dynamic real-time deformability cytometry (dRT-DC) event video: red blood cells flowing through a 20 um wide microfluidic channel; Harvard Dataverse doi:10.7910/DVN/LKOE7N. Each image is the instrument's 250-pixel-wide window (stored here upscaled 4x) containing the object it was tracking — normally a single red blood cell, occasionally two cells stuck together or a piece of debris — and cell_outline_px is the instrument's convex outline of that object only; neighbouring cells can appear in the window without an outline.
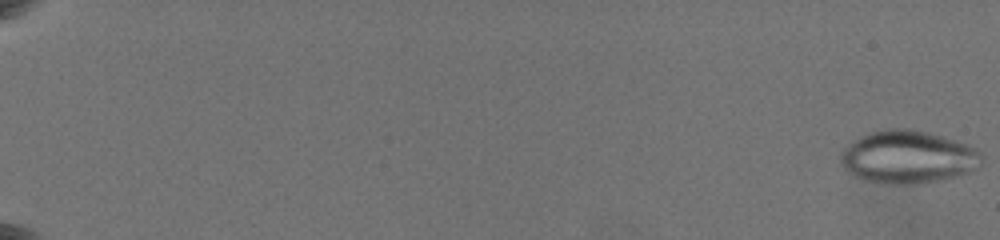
{"species": "common noctule bat (a hibernating species)", "species_latin": "Nyctalus noctula", "temperature_condition": "warm", "stored_images_in_passage": 38, "camera_frame_rate_fps": 3000, "um_per_image_px": 0.085, "animal": {"sex": "female", "body_mass_g": 19.5, "forearm_length_mm": 54.1}, "frame": {"image": 1, "passage_image": 1, "time_ms": 0.0, "image_size_px": [1000, 240], "cell_outline_px": [[984, 160], [980, 168], [968, 172], [936, 180], [916, 184], [876, 184], [852, 176], [840, 164], [840, 152], [848, 144], [860, 136], [884, 128], [912, 128], [944, 136], [976, 148], [980, 152]], "centroid_in_image_um": [77.15, 13.34], "position_along_channel_um": 7.9, "area_um2": 43.93}}
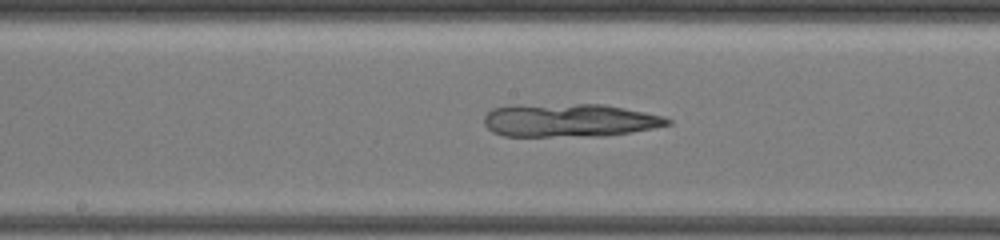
{"frame": {"image": 2, "passage_image": 24, "time_ms": 12.0, "image_size_px": [1000, 240], "cell_outline_px": [[672, 124], [652, 128], [604, 136], [504, 136], [492, 132], [484, 124], [484, 116], [492, 108], [516, 104], [604, 104], [664, 116], [672, 120]], "centroid_in_image_um": [48.36, 10.22], "position_along_channel_um": 199.8, "area_um2": 35.78}}
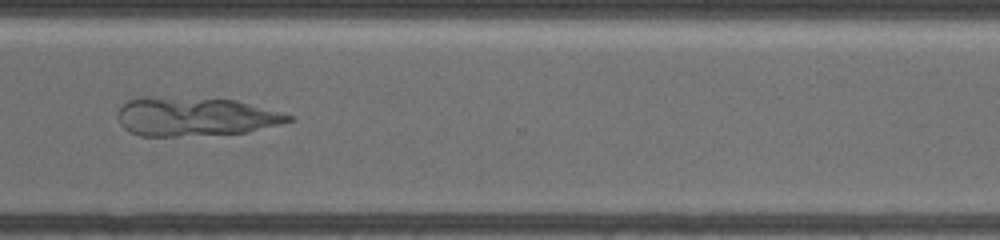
{"frame": {"image": 3, "passage_image": 32, "time_ms": 16.333, "image_size_px": [1000, 240], "cell_outline_px": [[296, 120], [248, 132], [176, 136], [140, 136], [128, 132], [120, 124], [116, 116], [116, 112], [128, 100], [140, 96], [156, 96], [236, 100], [296, 116]], "centroid_in_image_um": [16.56, 9.9], "position_along_channel_um": 354.0, "area_um2": 39.02}}